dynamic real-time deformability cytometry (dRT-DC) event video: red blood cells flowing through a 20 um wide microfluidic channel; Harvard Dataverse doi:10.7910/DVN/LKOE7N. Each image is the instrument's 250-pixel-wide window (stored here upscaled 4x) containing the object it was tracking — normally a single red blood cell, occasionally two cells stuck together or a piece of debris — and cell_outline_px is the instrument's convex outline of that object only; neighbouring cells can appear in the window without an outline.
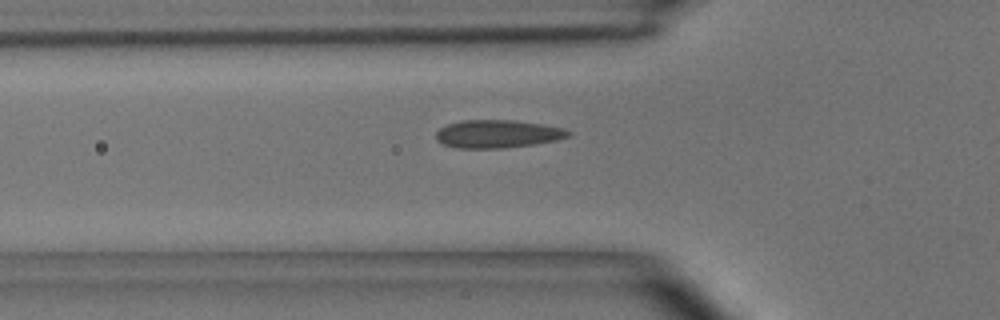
{"species": "common noctule bat (a hibernating species)", "species_latin": "Nyctalus noctula", "temperature_condition": "room temperature", "stored_images_in_passage": 36, "camera_frame_rate_fps": 3000, "um_per_image_px": 0.085, "animal": {"sex": "male", "body_mass_g": 15.6}, "frame": {"image": 1, "passage_image": 5, "time_ms": 1.333, "image_size_px": [1000, 320], "cell_outline_px": [[572, 132], [568, 136], [556, 140], [532, 144], [504, 148], [456, 148], [444, 144], [436, 140], [436, 132], [440, 128], [448, 124], [460, 120], [516, 120], [544, 124], [564, 128]], "centroid_in_image_um": [42.29, 11.37], "position_along_channel_um": 83.5, "area_um2": 21.62}}
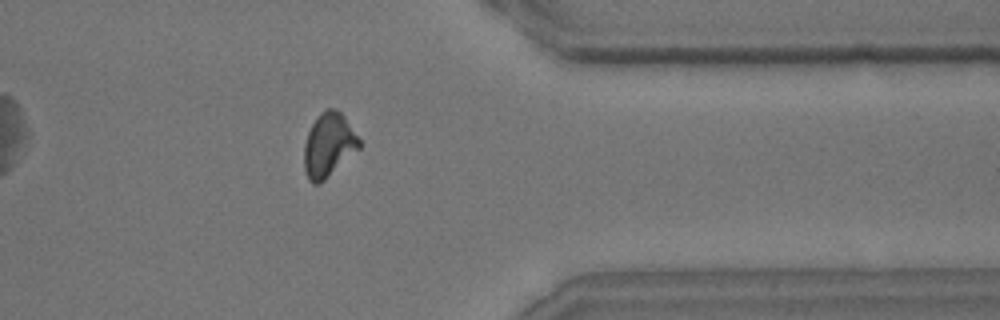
{"frame": {"image": 2, "passage_image": 28, "time_ms": 9.0, "image_size_px": [1000, 320], "cell_outline_px": [[360, 148], [320, 184], [312, 184], [308, 180], [304, 168], [304, 144], [308, 132], [316, 116], [320, 112], [328, 108], [336, 108], [344, 116], [360, 140]], "centroid_in_image_um": [27.91, 12.33], "position_along_channel_um": 383.5, "area_um2": 20.58}}
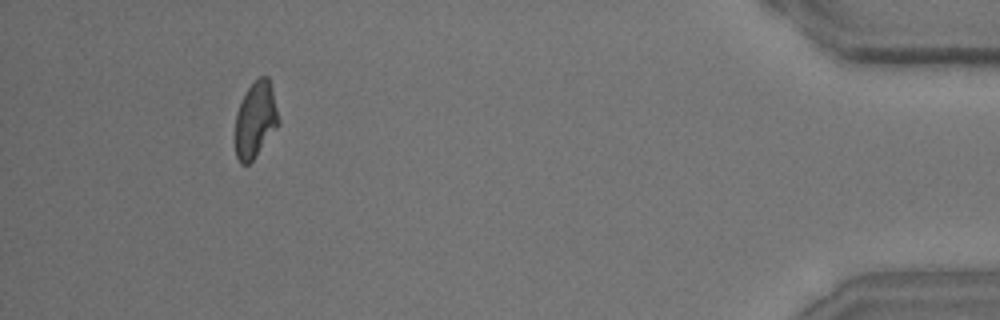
{"frame": {"image": 3, "passage_image": 34, "time_ms": 11.0, "image_size_px": [1000, 320], "cell_outline_px": [[276, 128], [252, 160], [248, 164], [240, 164], [236, 156], [236, 112], [248, 88], [260, 76], [268, 76], [272, 88], [276, 112]], "centroid_in_image_um": [21.67, 10.18], "position_along_channel_um": 413.5, "area_um2": 18.32}}